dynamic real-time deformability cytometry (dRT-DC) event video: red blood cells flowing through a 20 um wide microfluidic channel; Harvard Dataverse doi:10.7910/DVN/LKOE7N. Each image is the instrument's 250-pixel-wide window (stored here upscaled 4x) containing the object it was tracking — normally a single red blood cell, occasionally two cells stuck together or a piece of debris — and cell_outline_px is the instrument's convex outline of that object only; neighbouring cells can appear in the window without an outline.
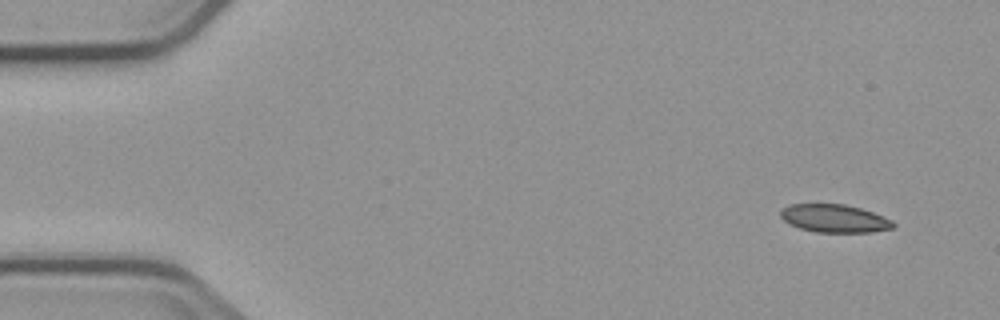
{"species": "common noctule bat (a hibernating species)", "species_latin": "Nyctalus noctula", "temperature_condition": "cold", "stored_images_in_passage": 4, "camera_frame_rate_fps": 3000, "um_per_image_px": 0.085, "animal": {"sex": "male", "body_mass_g": 23.1, "forearm_length_mm": 52.7}, "frame": {"image": 1, "passage_image": 1, "time_ms": 0.0, "image_size_px": [1000, 320], "cell_outline_px": [[896, 224], [892, 228], [872, 232], [816, 232], [800, 228], [784, 220], [780, 216], [780, 208], [788, 204], [844, 204], [860, 208], [872, 212], [892, 220]], "centroid_in_image_um": [70.91, 18.56], "position_along_channel_um": 14.1, "area_um2": 18.32}}